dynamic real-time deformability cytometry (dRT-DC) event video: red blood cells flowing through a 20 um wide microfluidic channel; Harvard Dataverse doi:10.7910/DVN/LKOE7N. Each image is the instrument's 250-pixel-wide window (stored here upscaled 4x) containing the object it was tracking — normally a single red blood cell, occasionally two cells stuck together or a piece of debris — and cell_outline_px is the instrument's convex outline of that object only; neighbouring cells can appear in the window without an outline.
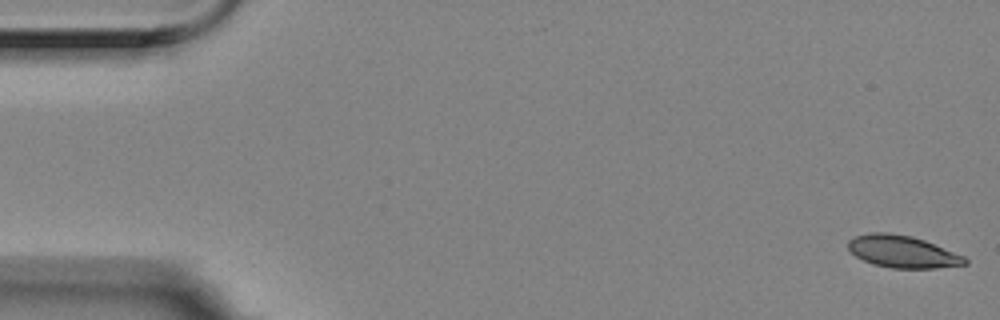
{"species": "Egyptian fruit bat (a non-hibernating species)", "species_latin": "Rousettus aegyptiacus", "temperature_condition": "room temperature", "stored_images_in_passage": 4, "camera_frame_rate_fps": 3000, "um_per_image_px": 0.085, "animal": {"sex": "female"}, "frame": {"image": 1, "passage_image": 1, "time_ms": 0.0, "image_size_px": [1000, 320], "cell_outline_px": [[968, 264], [936, 268], [892, 268], [872, 264], [856, 256], [848, 248], [848, 240], [856, 236], [868, 232], [888, 232], [912, 236], [924, 240], [964, 256], [968, 260]], "centroid_in_image_um": [76.71, 21.38], "position_along_channel_um": 8.3, "area_um2": 21.85}}
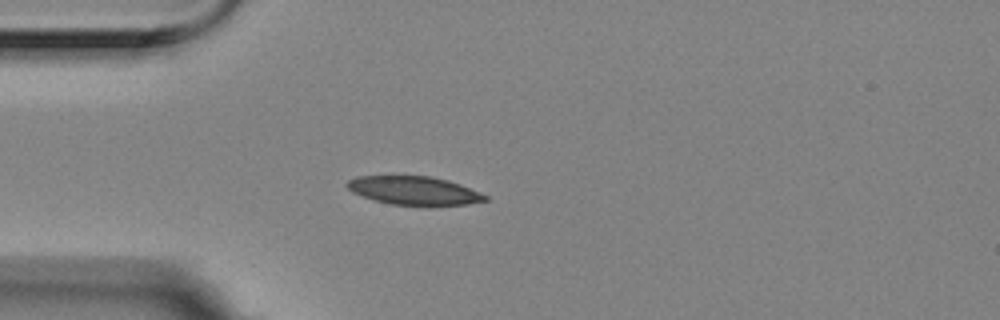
{"frame": {"image": 2, "passage_image": 4, "time_ms": 1.0, "image_size_px": [1000, 320], "cell_outline_px": [[488, 200], [468, 204], [428, 208], [388, 204], [352, 192], [344, 184], [348, 180], [356, 176], [428, 176], [448, 180], [460, 184], [488, 196]], "centroid_in_image_um": [35.22, 16.24], "position_along_channel_um": 49.8, "area_um2": 23.58}}